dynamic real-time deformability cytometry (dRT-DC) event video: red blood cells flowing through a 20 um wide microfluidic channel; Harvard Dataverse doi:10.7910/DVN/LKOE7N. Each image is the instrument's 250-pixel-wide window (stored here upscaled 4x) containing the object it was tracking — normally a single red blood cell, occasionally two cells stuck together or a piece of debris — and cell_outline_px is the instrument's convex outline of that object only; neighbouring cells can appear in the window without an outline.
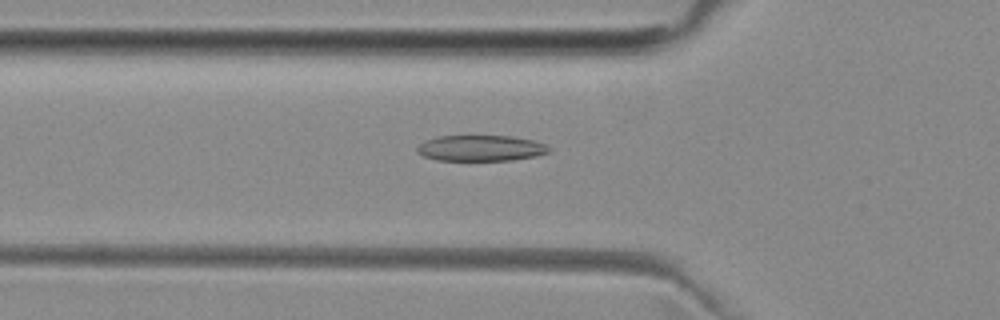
{"species": "common noctule bat (a hibernating species)", "species_latin": "Nyctalus noctula", "temperature_condition": "room temperature", "stored_images_in_passage": 45, "camera_frame_rate_fps": 3000, "um_per_image_px": 0.085, "animal": {"sex": "female", "body_mass_g": 29.2, "forearm_length_mm": 56.3}, "frame": {"image": 1, "passage_image": 11, "time_ms": 3.333, "image_size_px": [1000, 320], "cell_outline_px": [[552, 148], [548, 152], [536, 156], [512, 160], [436, 160], [424, 156], [416, 152], [416, 148], [424, 140], [436, 136], [512, 136], [532, 140], [544, 144]], "centroid_in_image_um": [40.84, 12.59], "position_along_channel_um": 85.0, "area_um2": 19.88}}
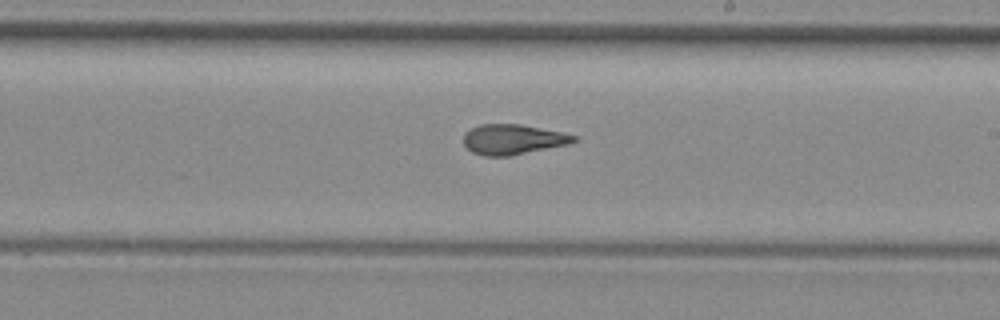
{"frame": {"image": 2, "passage_image": 23, "time_ms": 7.333, "image_size_px": [1000, 320], "cell_outline_px": [[580, 140], [568, 144], [508, 156], [484, 156], [472, 152], [464, 144], [464, 132], [480, 124], [520, 124], [560, 132], [576, 136]], "centroid_in_image_um": [43.58, 11.85], "position_along_channel_um": 245.4, "area_um2": 19.19}}
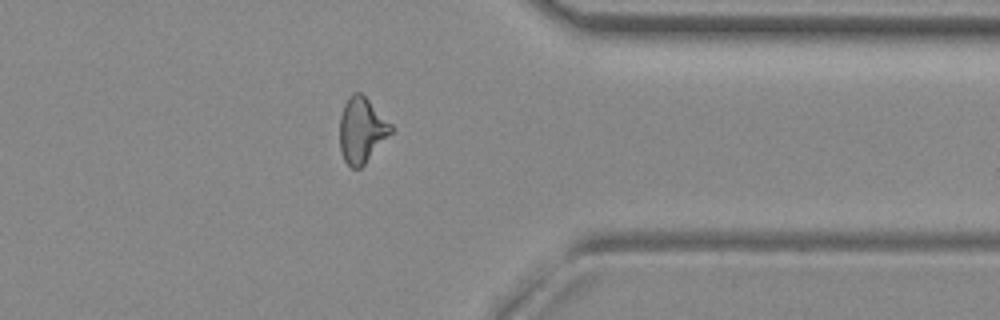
{"frame": {"image": 3, "passage_image": 34, "time_ms": 11.0, "image_size_px": [1000, 320], "cell_outline_px": [[392, 132], [364, 164], [360, 168], [352, 168], [344, 160], [340, 152], [340, 116], [344, 104], [348, 96], [352, 92], [360, 92], [392, 124]], "centroid_in_image_um": [30.72, 11.05], "position_along_channel_um": 380.7, "area_um2": 19.36}, "authors_computed_cell_mechanics": {"area_um2": 19.8832, "velocity_mm_per_s": 3.9988, "shape_relaxation_time_tau1_ms": null, "shape_relaxation_time_tau2_ms": 1.8158, "deformation_change_tau1": null, "deformation_change_tau2": 0.109}}